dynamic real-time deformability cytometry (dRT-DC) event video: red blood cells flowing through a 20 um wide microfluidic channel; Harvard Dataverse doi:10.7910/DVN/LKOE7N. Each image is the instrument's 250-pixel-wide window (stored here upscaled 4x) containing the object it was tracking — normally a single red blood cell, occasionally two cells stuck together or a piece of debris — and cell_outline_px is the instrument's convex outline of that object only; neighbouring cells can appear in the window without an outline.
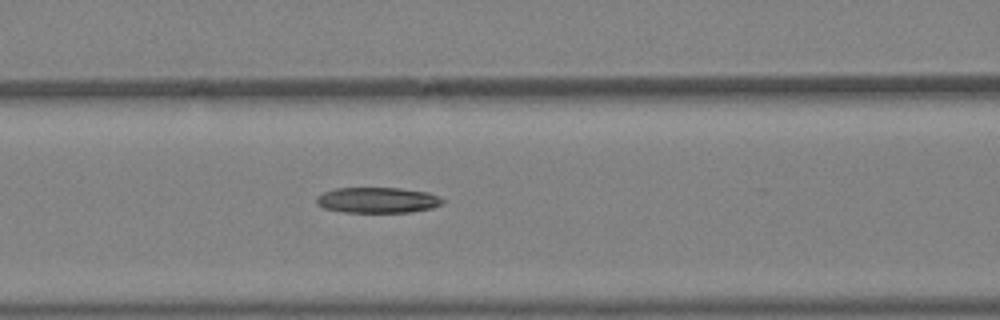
{"species": "Egyptian fruit bat (a non-hibernating species)", "species_latin": "Rousettus aegyptiacus", "temperature_condition": "warm", "stored_images_in_passage": 4, "camera_frame_rate_fps": 3000, "um_per_image_px": 0.085, "animal": {"sex": "female"}, "frame": {"image": 1, "passage_image": 4, "time_ms": 1.0, "image_size_px": [1000, 320], "cell_outline_px": [[444, 204], [432, 208], [408, 212], [344, 212], [324, 208], [316, 204], [316, 196], [324, 192], [336, 188], [400, 188], [428, 192], [444, 200]], "centroid_in_image_um": [32.08, 17.01], "position_along_channel_um": 134.5, "area_um2": 18.84}}